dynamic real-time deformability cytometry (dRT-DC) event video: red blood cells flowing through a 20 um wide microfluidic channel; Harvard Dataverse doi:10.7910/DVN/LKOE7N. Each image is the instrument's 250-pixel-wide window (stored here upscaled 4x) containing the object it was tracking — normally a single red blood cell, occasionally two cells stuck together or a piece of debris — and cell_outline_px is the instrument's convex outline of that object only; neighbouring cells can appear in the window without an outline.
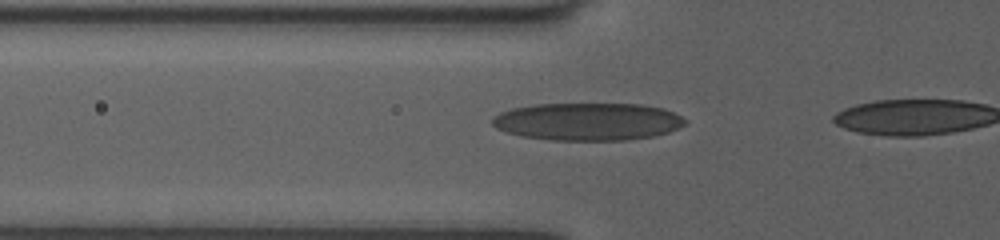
{"species": "human", "species_latin": "Homo sapiens", "temperature_condition": "room temperature", "stored_images_in_passage": 11, "camera_frame_rate_fps": 3000, "um_per_image_px": 0.085, "donor": {"sex": "female"}, "frame": {"image": 1, "passage_image": 10, "time_ms": 3.0, "image_size_px": [1000, 240], "cell_outline_px": [[688, 120], [684, 124], [668, 132], [652, 136], [624, 140], [548, 140], [520, 136], [496, 128], [492, 124], [492, 116], [500, 112], [512, 108], [536, 104], [640, 104], [664, 108]], "centroid_in_image_um": [49.92, 10.33], "position_along_channel_um": 75.9, "area_um2": 42.25}}